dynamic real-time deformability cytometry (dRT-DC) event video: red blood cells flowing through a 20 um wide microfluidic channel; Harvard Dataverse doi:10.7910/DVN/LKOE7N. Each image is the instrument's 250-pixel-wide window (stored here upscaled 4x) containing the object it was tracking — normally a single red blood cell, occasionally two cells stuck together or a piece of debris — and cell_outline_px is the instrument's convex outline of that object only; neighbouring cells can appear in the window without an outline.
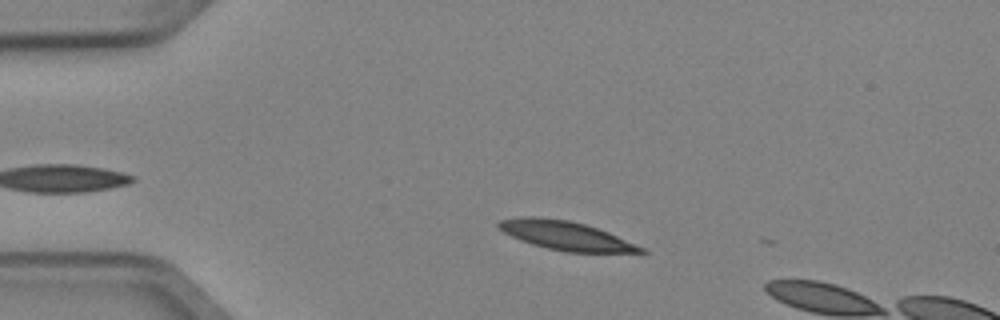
{"species": "Egyptian fruit bat (a non-hibernating species)", "species_latin": "Rousettus aegyptiacus", "temperature_condition": "cold", "stored_images_in_passage": 2, "camera_frame_rate_fps": 3000, "um_per_image_px": 0.085, "animal": {"sex": "female"}, "frame": {"image": 1, "passage_image": 1, "time_ms": 0.0, "image_size_px": [1000, 320], "cell_outline_px": [[648, 252], [564, 252], [532, 244], [520, 240], [496, 228], [496, 224], [500, 220], [520, 216], [536, 216], [568, 220], [584, 224], [608, 232], [644, 248]], "centroid_in_image_um": [48.02, 20.01], "position_along_channel_um": 37.0, "area_um2": 23.7}}